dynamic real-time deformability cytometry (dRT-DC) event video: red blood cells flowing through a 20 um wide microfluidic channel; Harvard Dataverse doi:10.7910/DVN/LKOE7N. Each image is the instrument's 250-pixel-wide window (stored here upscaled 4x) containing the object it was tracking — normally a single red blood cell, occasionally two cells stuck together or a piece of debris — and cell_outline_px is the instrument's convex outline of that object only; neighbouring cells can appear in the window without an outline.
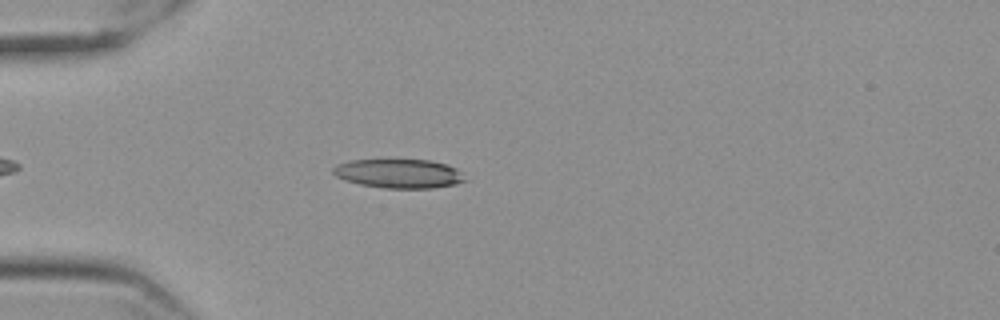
{"species": "Egyptian fruit bat (a non-hibernating species)", "species_latin": "Rousettus aegyptiacus", "temperature_condition": "cold", "stored_images_in_passage": 45, "camera_frame_rate_fps": 3000, "um_per_image_px": 0.085, "frame": {"image": 1, "passage_image": 8, "time_ms": 2.333, "image_size_px": [1000, 320], "cell_outline_px": [[468, 180], [456, 184], [432, 188], [384, 188], [360, 184], [344, 180], [336, 176], [332, 172], [332, 168], [336, 164], [348, 160], [432, 160], [448, 164], [456, 168]], "centroid_in_image_um": [33.91, 14.75], "position_along_channel_um": 51.1, "area_um2": 22.48}}
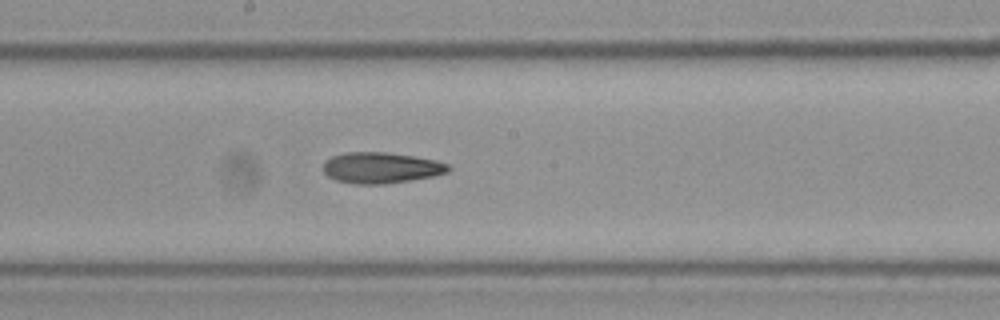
{"frame": {"image": 2, "passage_image": 23, "time_ms": 7.333, "image_size_px": [1000, 320], "cell_outline_px": [[452, 168], [448, 172], [432, 176], [384, 184], [356, 184], [336, 180], [328, 176], [324, 172], [324, 164], [332, 156], [348, 152], [384, 152], [412, 156], [436, 160], [448, 164]], "centroid_in_image_um": [32.4, 14.26], "position_along_channel_um": 215.8, "area_um2": 22.31}}
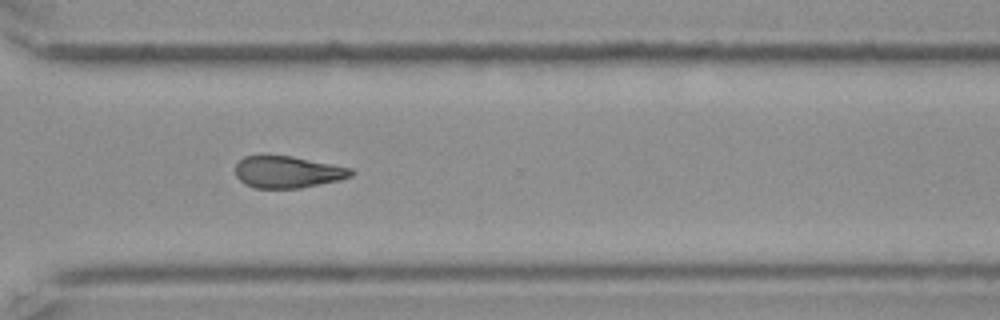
{"frame": {"image": 3, "passage_image": 34, "time_ms": 11.0, "image_size_px": [1000, 320], "cell_outline_px": [[356, 172], [352, 176], [340, 180], [300, 188], [256, 188], [244, 184], [236, 176], [236, 164], [244, 156], [260, 152], [292, 156], [352, 168]], "centroid_in_image_um": [24.42, 14.58], "position_along_channel_um": 346.2, "area_um2": 22.14}, "authors_computed_cell_mechanics": {"area_um2": 22.3108, "velocity_mm_per_s": 3.5615, "shape_relaxation_time_tau1_ms": null, "shape_relaxation_time_tau2_ms": 8.8725, "deformation_change_tau1": null, "deformation_change_tau2": 0.1995}}